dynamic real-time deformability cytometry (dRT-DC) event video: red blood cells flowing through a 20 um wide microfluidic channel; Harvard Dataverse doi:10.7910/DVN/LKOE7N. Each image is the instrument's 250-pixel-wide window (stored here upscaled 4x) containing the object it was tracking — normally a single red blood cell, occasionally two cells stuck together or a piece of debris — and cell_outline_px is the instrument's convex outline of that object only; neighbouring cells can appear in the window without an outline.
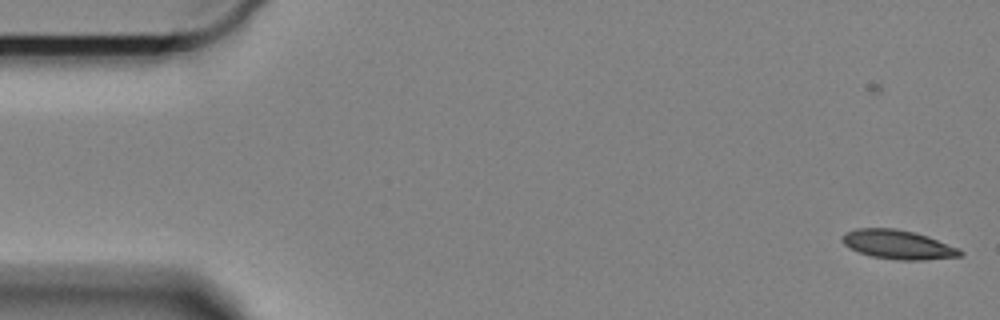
{"species": "Egyptian fruit bat (a non-hibernating species)", "species_latin": "Rousettus aegyptiacus", "temperature_condition": "cold", "stored_images_in_passage": 56, "camera_frame_rate_fps": 3000, "um_per_image_px": 0.085, "animal": {"sex": "female"}, "frame": {"image": 1, "passage_image": 1, "time_ms": 0.0, "image_size_px": [1000, 320], "cell_outline_px": [[964, 252], [960, 256], [924, 260], [896, 260], [872, 256], [848, 248], [840, 240], [840, 236], [844, 232], [856, 228], [896, 228], [928, 236], [956, 248]], "centroid_in_image_um": [76.25, 20.78], "position_along_channel_um": 8.8, "area_um2": 19.94}}
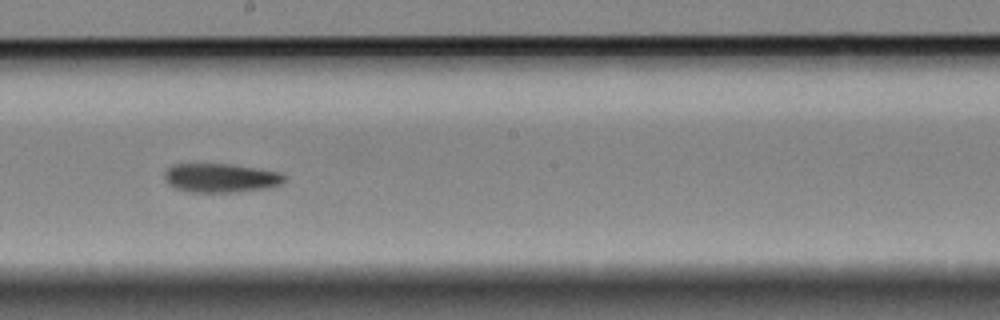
{"frame": {"image": 2, "passage_image": 32, "time_ms": 10.333, "image_size_px": [1000, 320], "cell_outline_px": [[288, 176], [280, 184], [268, 188], [236, 192], [188, 192], [172, 188], [164, 180], [164, 172], [172, 164], [232, 164], [280, 172]], "centroid_in_image_um": [18.74, 15.13], "position_along_channel_um": 229.5, "area_um2": 20.52}}
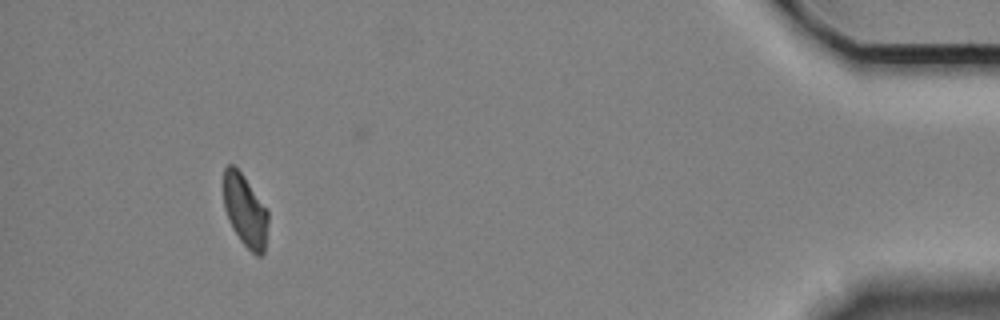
{"frame": {"image": 3, "passage_image": 55, "time_ms": 18.0, "image_size_px": [1000, 320], "cell_outline_px": [[268, 224], [264, 252], [260, 256], [256, 256], [240, 240], [232, 228], [228, 220], [224, 208], [224, 168], [228, 164], [232, 164], [244, 176], [268, 208]], "centroid_in_image_um": [20.85, 17.9], "position_along_channel_um": 414.4, "area_um2": 18.9}}